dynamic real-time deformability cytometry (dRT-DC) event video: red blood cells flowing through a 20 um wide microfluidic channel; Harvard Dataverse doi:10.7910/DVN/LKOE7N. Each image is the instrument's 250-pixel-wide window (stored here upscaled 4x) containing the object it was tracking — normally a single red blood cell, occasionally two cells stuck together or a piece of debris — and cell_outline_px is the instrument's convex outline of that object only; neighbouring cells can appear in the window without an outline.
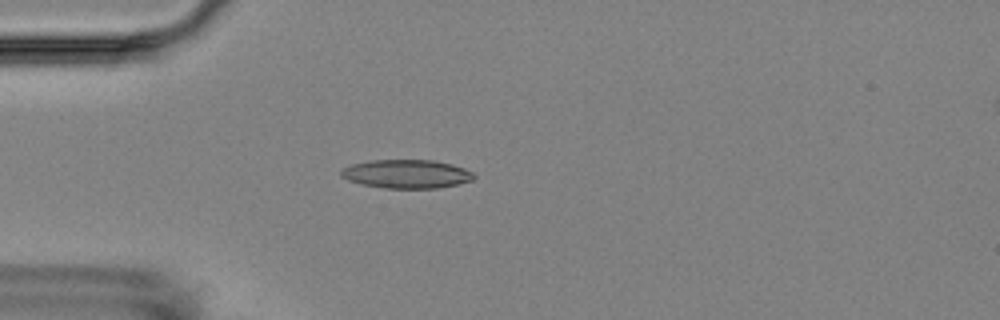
{"species": "Egyptian fruit bat (a non-hibernating species)", "species_latin": "Rousettus aegyptiacus", "temperature_condition": "room temperature", "stored_images_in_passage": 2, "camera_frame_rate_fps": 3000, "um_per_image_px": 0.085, "animal": {"sex": "female"}, "frame": {"image": 1, "passage_image": 1, "time_ms": 0.0, "image_size_px": [1000, 320], "cell_outline_px": [[476, 176], [472, 180], [456, 184], [436, 188], [384, 188], [360, 184], [348, 180], [340, 176], [340, 168], [352, 164], [372, 160], [432, 160], [452, 164], [464, 168], [472, 172]], "centroid_in_image_um": [34.52, 14.78], "position_along_channel_um": 50.5, "area_um2": 22.2}}